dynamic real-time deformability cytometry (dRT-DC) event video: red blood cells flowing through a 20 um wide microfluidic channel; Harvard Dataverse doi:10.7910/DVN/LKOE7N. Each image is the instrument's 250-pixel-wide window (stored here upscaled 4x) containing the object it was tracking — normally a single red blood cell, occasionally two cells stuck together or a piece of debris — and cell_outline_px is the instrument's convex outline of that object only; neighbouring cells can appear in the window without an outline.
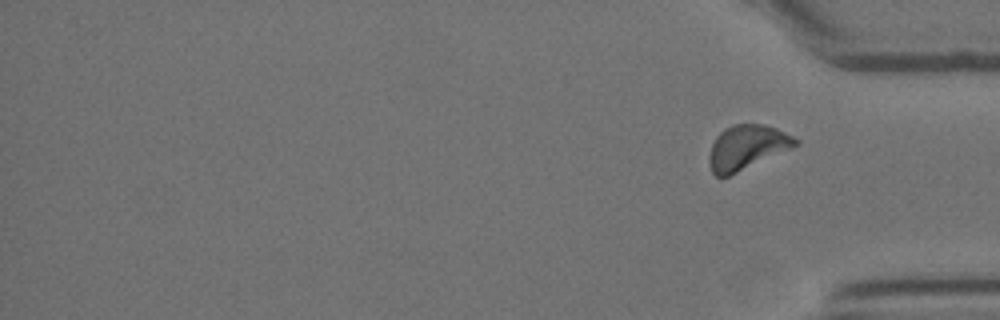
{"species": "Egyptian fruit bat (a non-hibernating species)", "species_latin": "Rousettus aegyptiacus", "temperature_condition": "room temperature", "stored_images_in_passage": 15, "segment_of_instrument_passage": [2, 2], "camera_frame_rate_fps": 3000, "um_per_image_px": 0.085, "animal": {"sex": "female"}, "frame": {"image": 1, "passage_image": 15, "time_ms": 4.667, "image_size_px": [1000, 320], "cell_outline_px": [[800, 144], [792, 148], [728, 176], [716, 176], [712, 172], [708, 160], [708, 156], [712, 144], [716, 136], [724, 128], [732, 124], [764, 124], [776, 128], [800, 140]], "centroid_in_image_um": [63.48, 12.51], "position_along_channel_um": 371.7, "area_um2": 22.31}}